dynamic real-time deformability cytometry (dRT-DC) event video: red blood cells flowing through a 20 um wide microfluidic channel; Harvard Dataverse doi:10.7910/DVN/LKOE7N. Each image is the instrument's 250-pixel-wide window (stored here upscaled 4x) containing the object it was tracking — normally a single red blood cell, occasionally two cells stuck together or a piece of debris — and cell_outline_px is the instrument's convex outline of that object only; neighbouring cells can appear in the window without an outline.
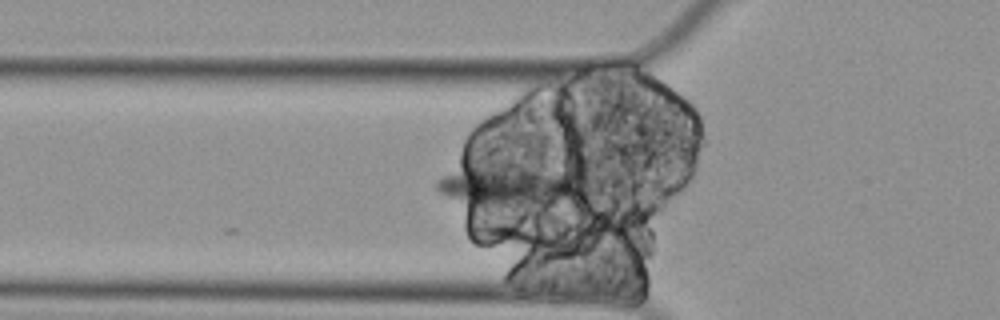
{"species": "Egyptian fruit bat (a non-hibernating species)", "species_latin": "Rousettus aegyptiacus", "temperature_condition": "cold", "stored_images_in_passage": 4, "camera_frame_rate_fps": 3000, "um_per_image_px": 0.085, "animal": {"sex": "female"}, "frame": {"image": 1, "passage_image": 3, "time_ms": 0.667, "image_size_px": [1000, 320], "cell_outline_px": [[584, 196], [556, 204], [472, 208], [440, 192], [436, 188], [436, 180], [444, 176], [468, 168], [500, 164], [504, 164], [556, 168], [568, 172], [580, 184], [584, 192]], "centroid_in_image_um": [43.34, 15.82], "position_along_channel_um": 82.5, "area_um2": 36.01}}
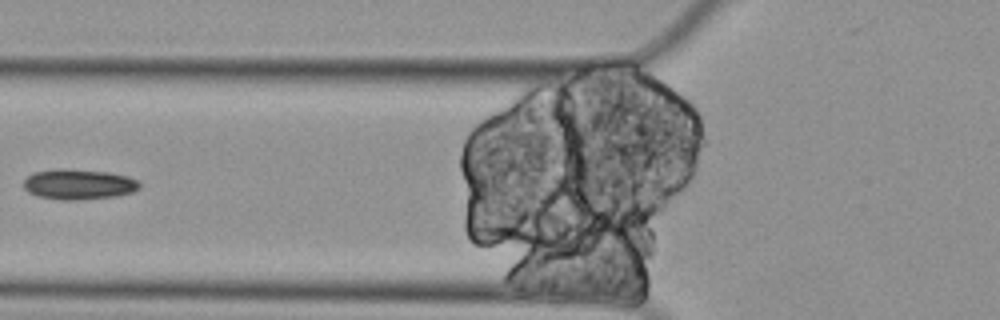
{"frame": {"image": 2, "passage_image": 4, "time_ms": 1.0, "image_size_px": [1000, 320], "cell_outline_px": [[140, 188], [132, 192], [116, 196], [72, 200], [60, 200], [36, 196], [28, 192], [24, 188], [24, 180], [28, 176], [36, 172], [60, 168], [64, 168], [108, 172], [128, 176], [136, 180], [140, 184]], "centroid_in_image_um": [6.68, 15.66], "position_along_channel_um": 119.1, "area_um2": 20.46}}